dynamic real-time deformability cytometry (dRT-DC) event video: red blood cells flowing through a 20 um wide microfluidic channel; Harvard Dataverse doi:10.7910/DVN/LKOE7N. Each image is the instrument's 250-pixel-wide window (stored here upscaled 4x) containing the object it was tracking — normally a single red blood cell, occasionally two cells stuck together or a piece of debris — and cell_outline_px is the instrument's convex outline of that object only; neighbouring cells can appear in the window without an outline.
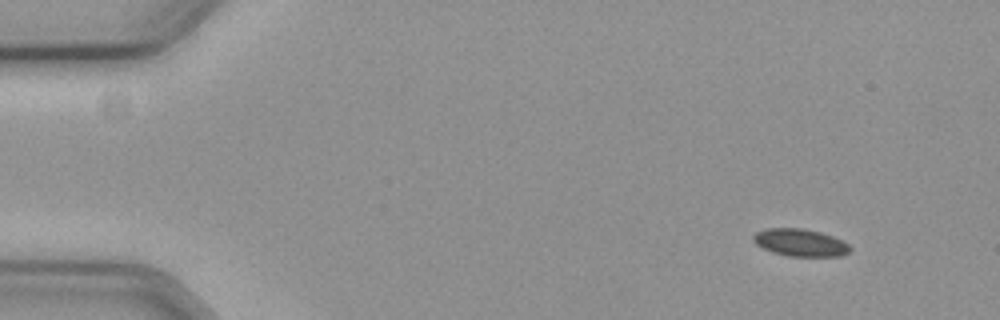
{"species": "common noctule bat (a hibernating species)", "species_latin": "Nyctalus noctula", "temperature_condition": "cold", "stored_images_in_passage": 6, "camera_frame_rate_fps": 3000, "um_per_image_px": 0.085, "animal": {"sex": "female", "body_mass_g": 19.3, "forearm_length_mm": 54.1}, "frame": {"image": 1, "passage_image": 1, "time_ms": 0.0, "image_size_px": [1000, 320], "cell_outline_px": [[852, 248], [848, 252], [840, 256], [788, 256], [772, 252], [756, 244], [752, 240], [752, 236], [756, 232], [768, 228], [804, 228], [820, 232], [832, 236], [848, 244]], "centroid_in_image_um": [68.0, 20.61], "position_along_channel_um": 17.0, "area_um2": 15.37}}